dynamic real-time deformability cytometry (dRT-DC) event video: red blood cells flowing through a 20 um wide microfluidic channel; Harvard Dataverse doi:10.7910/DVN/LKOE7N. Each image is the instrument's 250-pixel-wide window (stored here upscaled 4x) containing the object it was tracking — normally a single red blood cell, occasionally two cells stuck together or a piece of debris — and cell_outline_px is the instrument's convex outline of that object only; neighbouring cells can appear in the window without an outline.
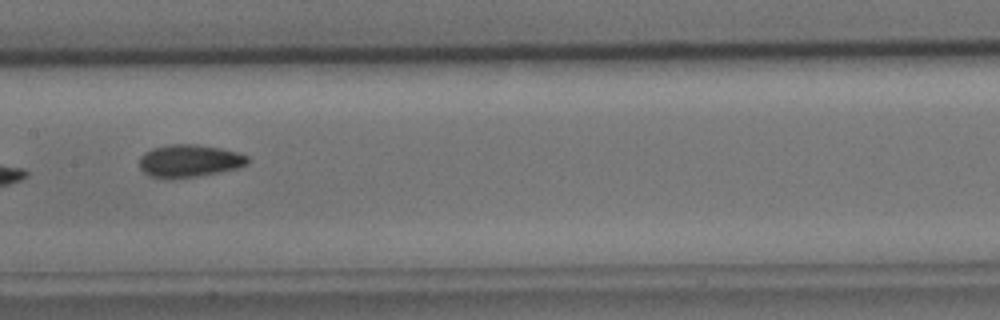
{"species": "common noctule bat (a hibernating species)", "species_latin": "Nyctalus noctula", "temperature_condition": "cold", "stored_images_in_passage": 14, "camera_frame_rate_fps": 3000, "um_per_image_px": 0.085, "animal": {"sex": "male", "body_mass_g": 15.6}, "frame": {"image": 1, "passage_image": 8, "time_ms": 9.0, "image_size_px": [1000, 320], "cell_outline_px": [[248, 164], [240, 168], [196, 176], [172, 180], [148, 176], [140, 168], [140, 156], [144, 152], [152, 148], [168, 144], [196, 144], [220, 148], [236, 152], [248, 156]], "centroid_in_image_um": [16.06, 13.68], "position_along_channel_um": 191.3, "area_um2": 20.81}}
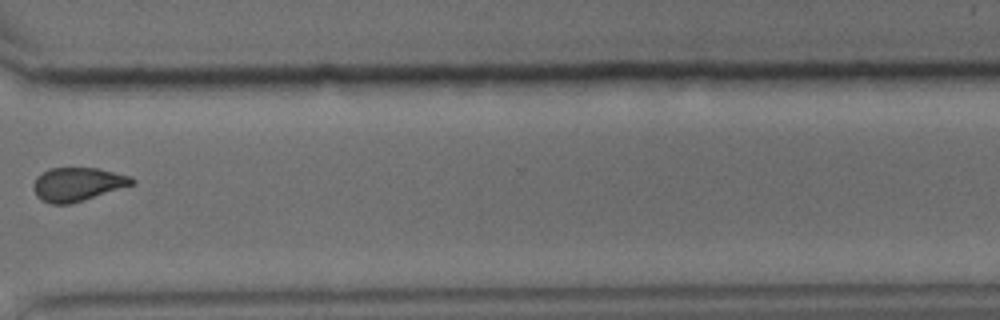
{"frame": {"image": 2, "passage_image": 12, "time_ms": 13.667, "image_size_px": [1000, 320], "cell_outline_px": [[136, 180], [132, 184], [72, 204], [52, 204], [36, 196], [32, 188], [32, 184], [36, 176], [52, 168], [96, 168], [128, 176]], "centroid_in_image_um": [6.52, 15.67], "position_along_channel_um": 364.1, "area_um2": 18.96}, "authors_computed_cell_mechanics": {"area_um2": 18.4093, "velocity_mm_per_s": 3.7326, "shape_relaxation_time_tau1_ms": 3.3667, "shape_relaxation_time_tau2_ms": 1.9988, "deformation_change_tau1": 0.0892, "deformation_change_tau2": 0.043}}